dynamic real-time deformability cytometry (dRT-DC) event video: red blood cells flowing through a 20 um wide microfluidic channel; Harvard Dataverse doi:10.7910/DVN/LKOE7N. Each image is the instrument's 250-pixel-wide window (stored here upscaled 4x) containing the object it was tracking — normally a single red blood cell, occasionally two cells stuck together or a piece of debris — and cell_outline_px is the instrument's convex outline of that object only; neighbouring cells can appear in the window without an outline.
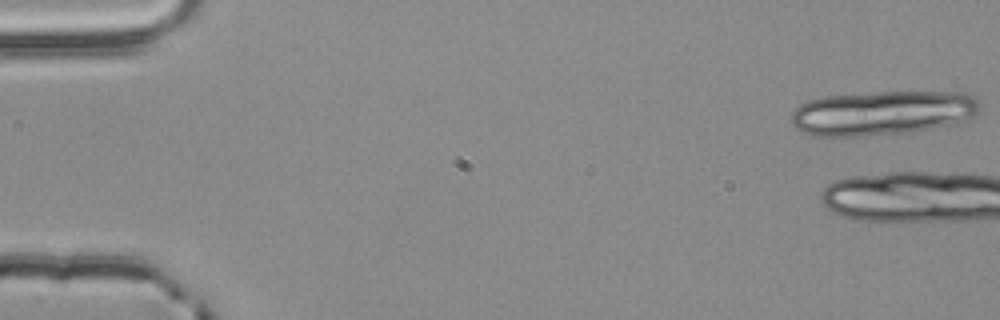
{"species": "common noctule bat (a hibernating species)", "species_latin": "Nyctalus noctula", "temperature_condition": "room temperature", "stored_images_in_passage": 5, "camera_frame_rate_fps": 3000, "um_per_image_px": 0.085, "animal": {"sex": "male", "body_mass_g": 20.4}, "frame": {"image": 1, "passage_image": 1, "time_ms": 0.0, "image_size_px": [1000, 320], "cell_outline_px": [[980, 108], [976, 112], [964, 120], [948, 124], [908, 132], [864, 136], [812, 136], [796, 128], [792, 124], [792, 112], [800, 104], [808, 100], [824, 96], [876, 92], [964, 92], [980, 100]], "centroid_in_image_um": [74.96, 9.59], "position_along_channel_um": 10.0, "area_um2": 48.55}}